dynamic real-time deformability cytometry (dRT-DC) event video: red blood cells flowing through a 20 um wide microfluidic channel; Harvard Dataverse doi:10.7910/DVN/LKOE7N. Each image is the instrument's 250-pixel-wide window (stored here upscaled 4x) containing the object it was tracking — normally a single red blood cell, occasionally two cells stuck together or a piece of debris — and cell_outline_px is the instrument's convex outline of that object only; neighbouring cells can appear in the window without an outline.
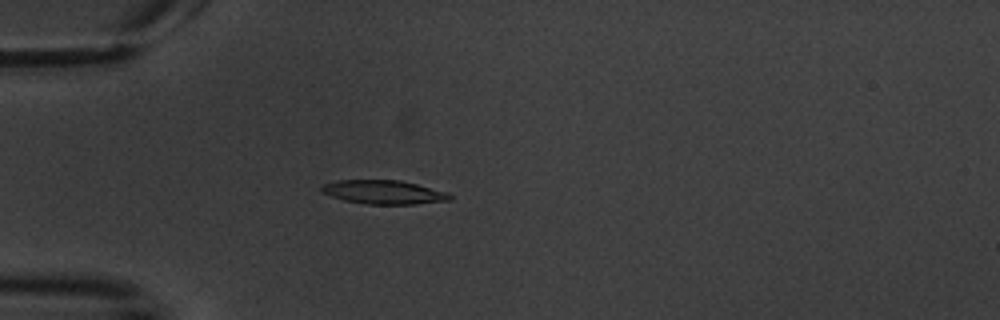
{"species": "common noctule bat (a hibernating species)", "species_latin": "Nyctalus noctula", "temperature_condition": "warm", "stored_images_in_passage": 4, "camera_frame_rate_fps": 3000, "um_per_image_px": 0.085, "animal": {"sex": "male", "body_mass_g": 20.1, "forearm_length_mm": 53.5}, "frame": {"image": 1, "passage_image": 4, "time_ms": 3.667, "image_size_px": [1000, 320], "cell_outline_px": [[452, 200], [416, 204], [364, 204], [344, 200], [320, 192], [320, 188], [324, 184], [336, 180], [400, 180], [448, 192], [452, 196]], "centroid_in_image_um": [32.62, 16.33], "position_along_channel_um": 52.4, "area_um2": 17.86}}